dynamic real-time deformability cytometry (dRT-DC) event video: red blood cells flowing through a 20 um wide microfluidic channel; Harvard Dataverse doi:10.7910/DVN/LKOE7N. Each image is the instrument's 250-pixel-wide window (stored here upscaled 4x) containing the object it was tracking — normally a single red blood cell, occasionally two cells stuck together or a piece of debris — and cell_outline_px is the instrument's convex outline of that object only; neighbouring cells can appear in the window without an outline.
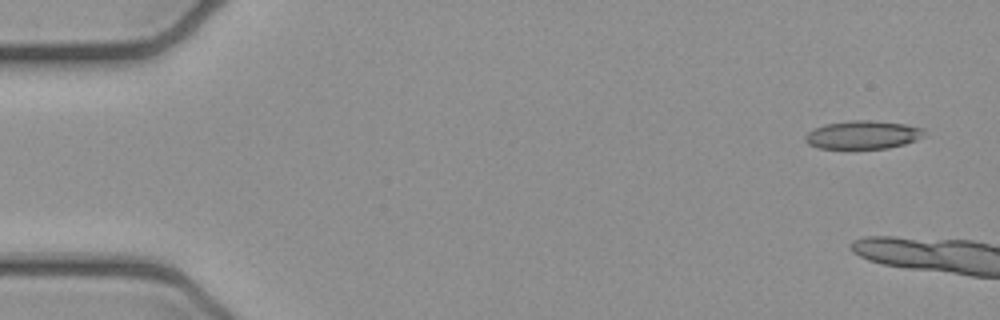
{"species": "common noctule bat (a hibernating species)", "species_latin": "Nyctalus noctula", "temperature_condition": "cold", "stored_images_in_passage": 5, "camera_frame_rate_fps": 3000, "um_per_image_px": 0.085, "animal": {"sex": "female", "body_mass_g": 21.9}, "frame": {"image": 1, "passage_image": 1, "time_ms": 0.0, "image_size_px": [1000, 320], "cell_outline_px": [[924, 136], [916, 140], [904, 144], [888, 148], [820, 148], [808, 144], [804, 140], [804, 136], [812, 128], [824, 124], [852, 120], [872, 120], [904, 124], [924, 128]], "centroid_in_image_um": [73.32, 11.45], "position_along_channel_um": 11.7, "area_um2": 19.65}}
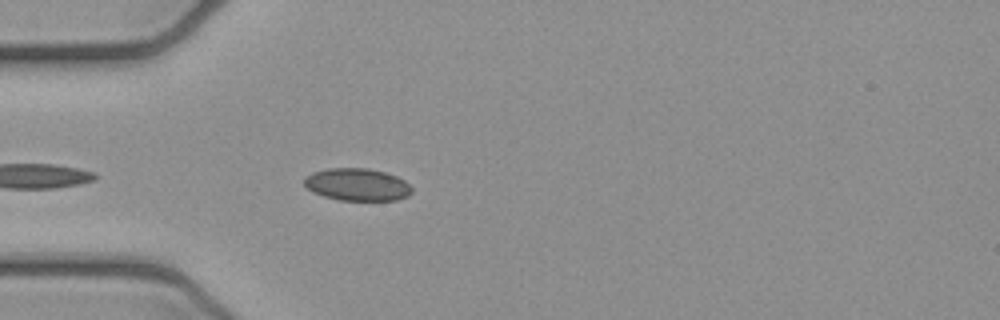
{"frame": {"image": 2, "passage_image": 5, "time_ms": 1.333, "image_size_px": [1000, 320], "cell_outline_px": [[412, 192], [408, 196], [396, 200], [340, 200], [324, 196], [312, 192], [304, 184], [304, 176], [312, 172], [328, 168], [368, 168], [388, 172], [404, 180], [412, 188]], "centroid_in_image_um": [30.36, 15.68], "position_along_channel_um": 54.6, "area_um2": 20.46}}